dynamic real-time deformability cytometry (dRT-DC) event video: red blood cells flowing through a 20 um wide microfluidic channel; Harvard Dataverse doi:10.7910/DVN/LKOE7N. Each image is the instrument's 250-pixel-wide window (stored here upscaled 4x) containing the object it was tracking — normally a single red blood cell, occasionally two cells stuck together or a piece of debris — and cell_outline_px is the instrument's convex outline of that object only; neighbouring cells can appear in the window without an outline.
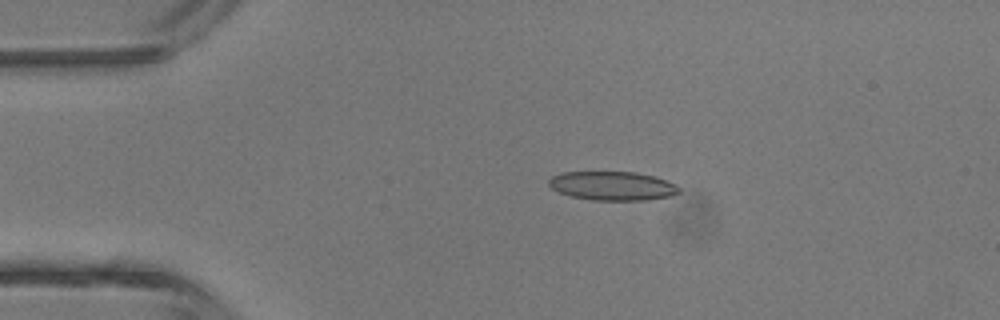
{"species": "common noctule bat (a hibernating species)", "species_latin": "Nyctalus noctula", "temperature_condition": "room temperature", "stored_images_in_passage": 4, "camera_frame_rate_fps": 3000, "um_per_image_px": 0.085, "animal": {"sex": "male", "body_mass_g": 13.3}, "frame": {"image": 1, "passage_image": 3, "time_ms": 2.333, "image_size_px": [1000, 320], "cell_outline_px": [[680, 192], [672, 196], [648, 200], [592, 200], [572, 196], [560, 192], [552, 188], [548, 184], [548, 180], [552, 176], [560, 172], [636, 172], [656, 176], [680, 188]], "centroid_in_image_um": [52.06, 15.79], "position_along_channel_um": 32.9, "area_um2": 21.91}}